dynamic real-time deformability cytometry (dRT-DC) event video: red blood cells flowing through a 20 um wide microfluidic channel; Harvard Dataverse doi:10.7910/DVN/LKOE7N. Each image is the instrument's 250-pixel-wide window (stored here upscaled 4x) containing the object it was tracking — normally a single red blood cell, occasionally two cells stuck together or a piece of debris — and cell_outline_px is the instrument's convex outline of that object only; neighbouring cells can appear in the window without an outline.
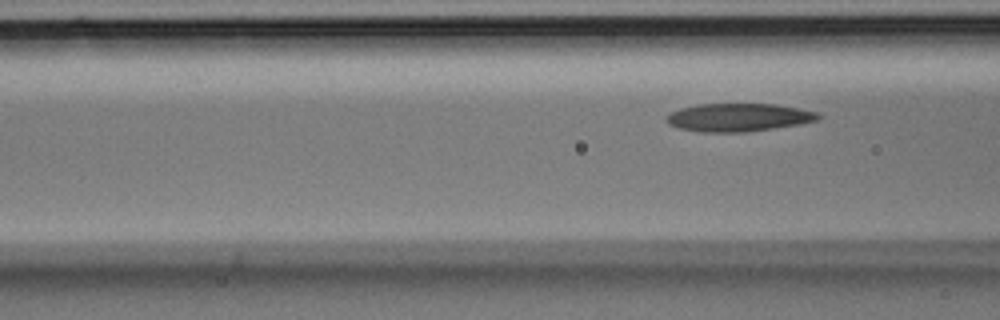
{"species": "Egyptian fruit bat (a non-hibernating species)", "species_latin": "Rousettus aegyptiacus", "temperature_condition": "room temperature", "stored_images_in_passage": 3, "camera_frame_rate_fps": 3000, "um_per_image_px": 0.085, "animal": {"sex": "male"}, "frame": {"image": 1, "passage_image": 3, "time_ms": 0.667, "image_size_px": [1000, 320], "cell_outline_px": [[820, 120], [772, 128], [744, 132], [700, 132], [680, 128], [668, 124], [668, 116], [672, 112], [680, 108], [700, 104], [776, 104], [800, 108], [816, 112], [820, 116]], "centroid_in_image_um": [62.79, 9.97], "position_along_channel_um": 103.8, "area_um2": 24.51}}